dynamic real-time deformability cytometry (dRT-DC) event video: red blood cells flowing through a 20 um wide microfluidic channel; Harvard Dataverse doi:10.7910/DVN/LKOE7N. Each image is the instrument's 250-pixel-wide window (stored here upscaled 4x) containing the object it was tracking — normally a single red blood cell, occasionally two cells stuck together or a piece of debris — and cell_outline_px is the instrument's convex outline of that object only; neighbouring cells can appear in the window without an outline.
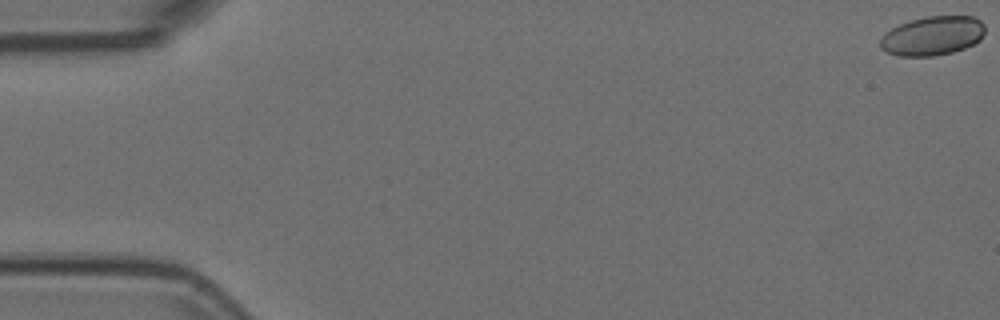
{"species": "Egyptian fruit bat (a non-hibernating species)", "species_latin": "Rousettus aegyptiacus", "temperature_condition": "room temperature", "stored_images_in_passage": 10, "camera_frame_rate_fps": 3000, "um_per_image_px": 0.085, "animal": {"sex": "female"}, "frame": {"image": 1, "passage_image": 1, "time_ms": 0.0, "image_size_px": [1000, 320], "cell_outline_px": [[984, 32], [980, 40], [964, 48], [952, 52], [936, 56], [900, 56], [888, 52], [880, 48], [880, 40], [892, 28], [900, 24], [912, 20], [928, 16], [972, 16], [980, 20], [984, 24]], "centroid_in_image_um": [79.28, 3.05], "position_along_channel_um": 5.7, "area_um2": 23.64}}